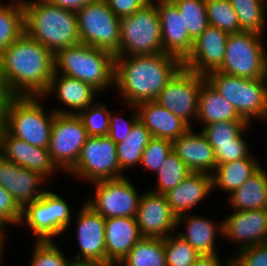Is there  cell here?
Instances as JSON below:
<instances>
[{
  "instance_id": "1",
  "label": "cell",
  "mask_w": 267,
  "mask_h": 266,
  "mask_svg": "<svg viewBox=\"0 0 267 266\" xmlns=\"http://www.w3.org/2000/svg\"><path fill=\"white\" fill-rule=\"evenodd\" d=\"M0 72L15 96L44 98L55 72V55L23 33L1 53Z\"/></svg>"
},
{
  "instance_id": "2",
  "label": "cell",
  "mask_w": 267,
  "mask_h": 266,
  "mask_svg": "<svg viewBox=\"0 0 267 266\" xmlns=\"http://www.w3.org/2000/svg\"><path fill=\"white\" fill-rule=\"evenodd\" d=\"M182 66L183 62L178 57L164 52L115 56L113 85L128 105L155 101Z\"/></svg>"
},
{
  "instance_id": "3",
  "label": "cell",
  "mask_w": 267,
  "mask_h": 266,
  "mask_svg": "<svg viewBox=\"0 0 267 266\" xmlns=\"http://www.w3.org/2000/svg\"><path fill=\"white\" fill-rule=\"evenodd\" d=\"M25 33L40 42L54 55L80 43L77 14L47 0H22Z\"/></svg>"
},
{
  "instance_id": "4",
  "label": "cell",
  "mask_w": 267,
  "mask_h": 266,
  "mask_svg": "<svg viewBox=\"0 0 267 266\" xmlns=\"http://www.w3.org/2000/svg\"><path fill=\"white\" fill-rule=\"evenodd\" d=\"M114 60L109 51L78 43L55 55V72L86 82L100 92L114 86Z\"/></svg>"
},
{
  "instance_id": "5",
  "label": "cell",
  "mask_w": 267,
  "mask_h": 266,
  "mask_svg": "<svg viewBox=\"0 0 267 266\" xmlns=\"http://www.w3.org/2000/svg\"><path fill=\"white\" fill-rule=\"evenodd\" d=\"M120 46L114 56L154 55L163 52L161 22L155 0H149L134 14L121 17Z\"/></svg>"
},
{
  "instance_id": "6",
  "label": "cell",
  "mask_w": 267,
  "mask_h": 266,
  "mask_svg": "<svg viewBox=\"0 0 267 266\" xmlns=\"http://www.w3.org/2000/svg\"><path fill=\"white\" fill-rule=\"evenodd\" d=\"M205 79L249 124L254 118L267 120V78H241L213 71Z\"/></svg>"
},
{
  "instance_id": "7",
  "label": "cell",
  "mask_w": 267,
  "mask_h": 266,
  "mask_svg": "<svg viewBox=\"0 0 267 266\" xmlns=\"http://www.w3.org/2000/svg\"><path fill=\"white\" fill-rule=\"evenodd\" d=\"M41 96H15L9 104L6 130L35 147L48 148L55 117L52 109L45 113Z\"/></svg>"
},
{
  "instance_id": "8",
  "label": "cell",
  "mask_w": 267,
  "mask_h": 266,
  "mask_svg": "<svg viewBox=\"0 0 267 266\" xmlns=\"http://www.w3.org/2000/svg\"><path fill=\"white\" fill-rule=\"evenodd\" d=\"M261 37L249 31L230 33L223 63L217 71L241 78H267V51Z\"/></svg>"
},
{
  "instance_id": "9",
  "label": "cell",
  "mask_w": 267,
  "mask_h": 266,
  "mask_svg": "<svg viewBox=\"0 0 267 266\" xmlns=\"http://www.w3.org/2000/svg\"><path fill=\"white\" fill-rule=\"evenodd\" d=\"M71 217L68 202L47 189L39 199L22 208L19 225L26 223L37 237L36 241H52L68 229Z\"/></svg>"
},
{
  "instance_id": "10",
  "label": "cell",
  "mask_w": 267,
  "mask_h": 266,
  "mask_svg": "<svg viewBox=\"0 0 267 266\" xmlns=\"http://www.w3.org/2000/svg\"><path fill=\"white\" fill-rule=\"evenodd\" d=\"M80 43L103 49L115 55L120 46L119 17L105 0L88 3L77 12Z\"/></svg>"
},
{
  "instance_id": "11",
  "label": "cell",
  "mask_w": 267,
  "mask_h": 266,
  "mask_svg": "<svg viewBox=\"0 0 267 266\" xmlns=\"http://www.w3.org/2000/svg\"><path fill=\"white\" fill-rule=\"evenodd\" d=\"M68 173L91 183L124 177L119 167L116 143L108 135L89 136L76 165Z\"/></svg>"
},
{
  "instance_id": "12",
  "label": "cell",
  "mask_w": 267,
  "mask_h": 266,
  "mask_svg": "<svg viewBox=\"0 0 267 266\" xmlns=\"http://www.w3.org/2000/svg\"><path fill=\"white\" fill-rule=\"evenodd\" d=\"M205 76L181 67L160 91L155 101L179 116L191 127V120L197 119L199 93Z\"/></svg>"
},
{
  "instance_id": "13",
  "label": "cell",
  "mask_w": 267,
  "mask_h": 266,
  "mask_svg": "<svg viewBox=\"0 0 267 266\" xmlns=\"http://www.w3.org/2000/svg\"><path fill=\"white\" fill-rule=\"evenodd\" d=\"M88 137L77 114H55L48 150L58 169L68 173L76 165Z\"/></svg>"
},
{
  "instance_id": "14",
  "label": "cell",
  "mask_w": 267,
  "mask_h": 266,
  "mask_svg": "<svg viewBox=\"0 0 267 266\" xmlns=\"http://www.w3.org/2000/svg\"><path fill=\"white\" fill-rule=\"evenodd\" d=\"M91 184L95 186V198L92 197L86 204L94 211L104 218L136 217L142 195L125 176Z\"/></svg>"
},
{
  "instance_id": "15",
  "label": "cell",
  "mask_w": 267,
  "mask_h": 266,
  "mask_svg": "<svg viewBox=\"0 0 267 266\" xmlns=\"http://www.w3.org/2000/svg\"><path fill=\"white\" fill-rule=\"evenodd\" d=\"M77 215V242L80 253L74 262L100 263L107 265L105 243V218L83 203Z\"/></svg>"
},
{
  "instance_id": "16",
  "label": "cell",
  "mask_w": 267,
  "mask_h": 266,
  "mask_svg": "<svg viewBox=\"0 0 267 266\" xmlns=\"http://www.w3.org/2000/svg\"><path fill=\"white\" fill-rule=\"evenodd\" d=\"M135 218L142 237L166 238L177 230V217L165 194L148 190L143 193Z\"/></svg>"
},
{
  "instance_id": "17",
  "label": "cell",
  "mask_w": 267,
  "mask_h": 266,
  "mask_svg": "<svg viewBox=\"0 0 267 266\" xmlns=\"http://www.w3.org/2000/svg\"><path fill=\"white\" fill-rule=\"evenodd\" d=\"M228 35L209 25L194 41L192 52L183 61V67L203 76L217 71L223 63Z\"/></svg>"
},
{
  "instance_id": "18",
  "label": "cell",
  "mask_w": 267,
  "mask_h": 266,
  "mask_svg": "<svg viewBox=\"0 0 267 266\" xmlns=\"http://www.w3.org/2000/svg\"><path fill=\"white\" fill-rule=\"evenodd\" d=\"M0 155L23 168L39 173L46 180L58 171L48 148L30 145L12 136L6 129L0 132Z\"/></svg>"
},
{
  "instance_id": "19",
  "label": "cell",
  "mask_w": 267,
  "mask_h": 266,
  "mask_svg": "<svg viewBox=\"0 0 267 266\" xmlns=\"http://www.w3.org/2000/svg\"><path fill=\"white\" fill-rule=\"evenodd\" d=\"M223 234L242 249L267 243V209L234 211L223 219Z\"/></svg>"
},
{
  "instance_id": "20",
  "label": "cell",
  "mask_w": 267,
  "mask_h": 266,
  "mask_svg": "<svg viewBox=\"0 0 267 266\" xmlns=\"http://www.w3.org/2000/svg\"><path fill=\"white\" fill-rule=\"evenodd\" d=\"M155 4L161 22L163 52L172 54L183 62L194 46V40L185 28L183 16L171 0H157Z\"/></svg>"
},
{
  "instance_id": "21",
  "label": "cell",
  "mask_w": 267,
  "mask_h": 266,
  "mask_svg": "<svg viewBox=\"0 0 267 266\" xmlns=\"http://www.w3.org/2000/svg\"><path fill=\"white\" fill-rule=\"evenodd\" d=\"M45 180L39 173L23 168L0 155V186L12 195L21 208L44 194L47 189H40V185L43 186Z\"/></svg>"
},
{
  "instance_id": "22",
  "label": "cell",
  "mask_w": 267,
  "mask_h": 266,
  "mask_svg": "<svg viewBox=\"0 0 267 266\" xmlns=\"http://www.w3.org/2000/svg\"><path fill=\"white\" fill-rule=\"evenodd\" d=\"M58 74L60 73L54 72L49 89L44 97L54 93L63 105L68 106L70 110L56 108L53 110L55 113L78 114L95 103L94 98L99 91L92 85L64 74Z\"/></svg>"
},
{
  "instance_id": "23",
  "label": "cell",
  "mask_w": 267,
  "mask_h": 266,
  "mask_svg": "<svg viewBox=\"0 0 267 266\" xmlns=\"http://www.w3.org/2000/svg\"><path fill=\"white\" fill-rule=\"evenodd\" d=\"M141 238L136 218H105L107 266H118Z\"/></svg>"
},
{
  "instance_id": "24",
  "label": "cell",
  "mask_w": 267,
  "mask_h": 266,
  "mask_svg": "<svg viewBox=\"0 0 267 266\" xmlns=\"http://www.w3.org/2000/svg\"><path fill=\"white\" fill-rule=\"evenodd\" d=\"M191 127L173 143V151L191 172L212 175L216 168L214 149L202 132H192Z\"/></svg>"
},
{
  "instance_id": "25",
  "label": "cell",
  "mask_w": 267,
  "mask_h": 266,
  "mask_svg": "<svg viewBox=\"0 0 267 266\" xmlns=\"http://www.w3.org/2000/svg\"><path fill=\"white\" fill-rule=\"evenodd\" d=\"M140 122L154 138L174 141L191 127L156 101H146L136 105Z\"/></svg>"
},
{
  "instance_id": "26",
  "label": "cell",
  "mask_w": 267,
  "mask_h": 266,
  "mask_svg": "<svg viewBox=\"0 0 267 266\" xmlns=\"http://www.w3.org/2000/svg\"><path fill=\"white\" fill-rule=\"evenodd\" d=\"M211 191L212 175L192 172L178 186L165 193V196L172 212L178 217L204 201Z\"/></svg>"
},
{
  "instance_id": "27",
  "label": "cell",
  "mask_w": 267,
  "mask_h": 266,
  "mask_svg": "<svg viewBox=\"0 0 267 266\" xmlns=\"http://www.w3.org/2000/svg\"><path fill=\"white\" fill-rule=\"evenodd\" d=\"M190 215L183 214L177 217V228L180 224L186 223V232L177 234L201 255L217 254L218 251L215 248L216 233L223 234V222L214 224V221L209 218ZM183 220L185 221L183 222Z\"/></svg>"
},
{
  "instance_id": "28",
  "label": "cell",
  "mask_w": 267,
  "mask_h": 266,
  "mask_svg": "<svg viewBox=\"0 0 267 266\" xmlns=\"http://www.w3.org/2000/svg\"><path fill=\"white\" fill-rule=\"evenodd\" d=\"M203 126L229 120H245L236 111L234 106L222 97L214 88L205 81L199 93L197 121Z\"/></svg>"
},
{
  "instance_id": "29",
  "label": "cell",
  "mask_w": 267,
  "mask_h": 266,
  "mask_svg": "<svg viewBox=\"0 0 267 266\" xmlns=\"http://www.w3.org/2000/svg\"><path fill=\"white\" fill-rule=\"evenodd\" d=\"M229 196L234 211L267 209V172L261 166Z\"/></svg>"
},
{
  "instance_id": "30",
  "label": "cell",
  "mask_w": 267,
  "mask_h": 266,
  "mask_svg": "<svg viewBox=\"0 0 267 266\" xmlns=\"http://www.w3.org/2000/svg\"><path fill=\"white\" fill-rule=\"evenodd\" d=\"M255 159V160H254ZM262 165L249 156L216 166L212 173V186L230 195L244 184Z\"/></svg>"
},
{
  "instance_id": "31",
  "label": "cell",
  "mask_w": 267,
  "mask_h": 266,
  "mask_svg": "<svg viewBox=\"0 0 267 266\" xmlns=\"http://www.w3.org/2000/svg\"><path fill=\"white\" fill-rule=\"evenodd\" d=\"M152 138L149 130L138 120L123 141L116 144L120 170L140 166L142 153Z\"/></svg>"
},
{
  "instance_id": "32",
  "label": "cell",
  "mask_w": 267,
  "mask_h": 266,
  "mask_svg": "<svg viewBox=\"0 0 267 266\" xmlns=\"http://www.w3.org/2000/svg\"><path fill=\"white\" fill-rule=\"evenodd\" d=\"M119 264L123 266H167L164 238L142 237Z\"/></svg>"
},
{
  "instance_id": "33",
  "label": "cell",
  "mask_w": 267,
  "mask_h": 266,
  "mask_svg": "<svg viewBox=\"0 0 267 266\" xmlns=\"http://www.w3.org/2000/svg\"><path fill=\"white\" fill-rule=\"evenodd\" d=\"M23 33L25 24L22 0H14L8 5L0 2V55Z\"/></svg>"
},
{
  "instance_id": "34",
  "label": "cell",
  "mask_w": 267,
  "mask_h": 266,
  "mask_svg": "<svg viewBox=\"0 0 267 266\" xmlns=\"http://www.w3.org/2000/svg\"><path fill=\"white\" fill-rule=\"evenodd\" d=\"M249 124L246 120L220 121L204 126L201 131L214 148L226 144H247L243 138Z\"/></svg>"
},
{
  "instance_id": "35",
  "label": "cell",
  "mask_w": 267,
  "mask_h": 266,
  "mask_svg": "<svg viewBox=\"0 0 267 266\" xmlns=\"http://www.w3.org/2000/svg\"><path fill=\"white\" fill-rule=\"evenodd\" d=\"M237 13L240 31L263 34L266 20L265 0H229Z\"/></svg>"
},
{
  "instance_id": "36",
  "label": "cell",
  "mask_w": 267,
  "mask_h": 266,
  "mask_svg": "<svg viewBox=\"0 0 267 266\" xmlns=\"http://www.w3.org/2000/svg\"><path fill=\"white\" fill-rule=\"evenodd\" d=\"M190 173V169L172 150L157 171V186L151 191L165 194L178 186Z\"/></svg>"
},
{
  "instance_id": "37",
  "label": "cell",
  "mask_w": 267,
  "mask_h": 266,
  "mask_svg": "<svg viewBox=\"0 0 267 266\" xmlns=\"http://www.w3.org/2000/svg\"><path fill=\"white\" fill-rule=\"evenodd\" d=\"M183 16L185 28L195 41L209 26L205 0H171Z\"/></svg>"
},
{
  "instance_id": "38",
  "label": "cell",
  "mask_w": 267,
  "mask_h": 266,
  "mask_svg": "<svg viewBox=\"0 0 267 266\" xmlns=\"http://www.w3.org/2000/svg\"><path fill=\"white\" fill-rule=\"evenodd\" d=\"M209 25L227 33L240 32L238 16L229 0H205Z\"/></svg>"
},
{
  "instance_id": "39",
  "label": "cell",
  "mask_w": 267,
  "mask_h": 266,
  "mask_svg": "<svg viewBox=\"0 0 267 266\" xmlns=\"http://www.w3.org/2000/svg\"><path fill=\"white\" fill-rule=\"evenodd\" d=\"M164 248L167 266H192L201 256L178 234L164 238Z\"/></svg>"
},
{
  "instance_id": "40",
  "label": "cell",
  "mask_w": 267,
  "mask_h": 266,
  "mask_svg": "<svg viewBox=\"0 0 267 266\" xmlns=\"http://www.w3.org/2000/svg\"><path fill=\"white\" fill-rule=\"evenodd\" d=\"M105 103L96 102L77 115L82 120L88 136H106L109 132L110 112Z\"/></svg>"
},
{
  "instance_id": "41",
  "label": "cell",
  "mask_w": 267,
  "mask_h": 266,
  "mask_svg": "<svg viewBox=\"0 0 267 266\" xmlns=\"http://www.w3.org/2000/svg\"><path fill=\"white\" fill-rule=\"evenodd\" d=\"M31 266H71L74 262L65 257V254L52 241H35L34 252L31 257ZM71 260V261H70Z\"/></svg>"
},
{
  "instance_id": "42",
  "label": "cell",
  "mask_w": 267,
  "mask_h": 266,
  "mask_svg": "<svg viewBox=\"0 0 267 266\" xmlns=\"http://www.w3.org/2000/svg\"><path fill=\"white\" fill-rule=\"evenodd\" d=\"M172 150V141L152 137L142 153L140 165L156 174Z\"/></svg>"
},
{
  "instance_id": "43",
  "label": "cell",
  "mask_w": 267,
  "mask_h": 266,
  "mask_svg": "<svg viewBox=\"0 0 267 266\" xmlns=\"http://www.w3.org/2000/svg\"><path fill=\"white\" fill-rule=\"evenodd\" d=\"M22 208L17 204L12 195L0 186V223L5 225H19Z\"/></svg>"
},
{
  "instance_id": "44",
  "label": "cell",
  "mask_w": 267,
  "mask_h": 266,
  "mask_svg": "<svg viewBox=\"0 0 267 266\" xmlns=\"http://www.w3.org/2000/svg\"><path fill=\"white\" fill-rule=\"evenodd\" d=\"M234 266H267V243L258 244L238 251Z\"/></svg>"
},
{
  "instance_id": "45",
  "label": "cell",
  "mask_w": 267,
  "mask_h": 266,
  "mask_svg": "<svg viewBox=\"0 0 267 266\" xmlns=\"http://www.w3.org/2000/svg\"><path fill=\"white\" fill-rule=\"evenodd\" d=\"M134 109L133 117L130 120H125L121 116L112 115L110 112V125L108 136L114 143H119L124 140V138L129 134L133 125L139 120L138 111L136 105H130Z\"/></svg>"
},
{
  "instance_id": "46",
  "label": "cell",
  "mask_w": 267,
  "mask_h": 266,
  "mask_svg": "<svg viewBox=\"0 0 267 266\" xmlns=\"http://www.w3.org/2000/svg\"><path fill=\"white\" fill-rule=\"evenodd\" d=\"M216 166L250 156L247 144H226L214 148Z\"/></svg>"
},
{
  "instance_id": "47",
  "label": "cell",
  "mask_w": 267,
  "mask_h": 266,
  "mask_svg": "<svg viewBox=\"0 0 267 266\" xmlns=\"http://www.w3.org/2000/svg\"><path fill=\"white\" fill-rule=\"evenodd\" d=\"M110 10L119 18L134 14L149 0H105Z\"/></svg>"
},
{
  "instance_id": "48",
  "label": "cell",
  "mask_w": 267,
  "mask_h": 266,
  "mask_svg": "<svg viewBox=\"0 0 267 266\" xmlns=\"http://www.w3.org/2000/svg\"><path fill=\"white\" fill-rule=\"evenodd\" d=\"M225 266H234V257L228 259ZM220 261L218 253L214 255H201L192 266H224Z\"/></svg>"
},
{
  "instance_id": "49",
  "label": "cell",
  "mask_w": 267,
  "mask_h": 266,
  "mask_svg": "<svg viewBox=\"0 0 267 266\" xmlns=\"http://www.w3.org/2000/svg\"><path fill=\"white\" fill-rule=\"evenodd\" d=\"M47 1L63 9L77 12L80 8L84 7L88 3L95 2L97 0H47Z\"/></svg>"
},
{
  "instance_id": "50",
  "label": "cell",
  "mask_w": 267,
  "mask_h": 266,
  "mask_svg": "<svg viewBox=\"0 0 267 266\" xmlns=\"http://www.w3.org/2000/svg\"><path fill=\"white\" fill-rule=\"evenodd\" d=\"M13 98H0V132L6 129L9 104Z\"/></svg>"
},
{
  "instance_id": "51",
  "label": "cell",
  "mask_w": 267,
  "mask_h": 266,
  "mask_svg": "<svg viewBox=\"0 0 267 266\" xmlns=\"http://www.w3.org/2000/svg\"><path fill=\"white\" fill-rule=\"evenodd\" d=\"M15 95L12 91L4 84L2 74L0 72V98H14Z\"/></svg>"
},
{
  "instance_id": "52",
  "label": "cell",
  "mask_w": 267,
  "mask_h": 266,
  "mask_svg": "<svg viewBox=\"0 0 267 266\" xmlns=\"http://www.w3.org/2000/svg\"><path fill=\"white\" fill-rule=\"evenodd\" d=\"M71 266H107L100 263L73 262Z\"/></svg>"
},
{
  "instance_id": "53",
  "label": "cell",
  "mask_w": 267,
  "mask_h": 266,
  "mask_svg": "<svg viewBox=\"0 0 267 266\" xmlns=\"http://www.w3.org/2000/svg\"><path fill=\"white\" fill-rule=\"evenodd\" d=\"M4 226L0 223V239H5Z\"/></svg>"
},
{
  "instance_id": "54",
  "label": "cell",
  "mask_w": 267,
  "mask_h": 266,
  "mask_svg": "<svg viewBox=\"0 0 267 266\" xmlns=\"http://www.w3.org/2000/svg\"><path fill=\"white\" fill-rule=\"evenodd\" d=\"M4 241H5V239H0V264L2 263L1 262V258H2L1 253L3 252L2 250H3V246H4Z\"/></svg>"
}]
</instances>
